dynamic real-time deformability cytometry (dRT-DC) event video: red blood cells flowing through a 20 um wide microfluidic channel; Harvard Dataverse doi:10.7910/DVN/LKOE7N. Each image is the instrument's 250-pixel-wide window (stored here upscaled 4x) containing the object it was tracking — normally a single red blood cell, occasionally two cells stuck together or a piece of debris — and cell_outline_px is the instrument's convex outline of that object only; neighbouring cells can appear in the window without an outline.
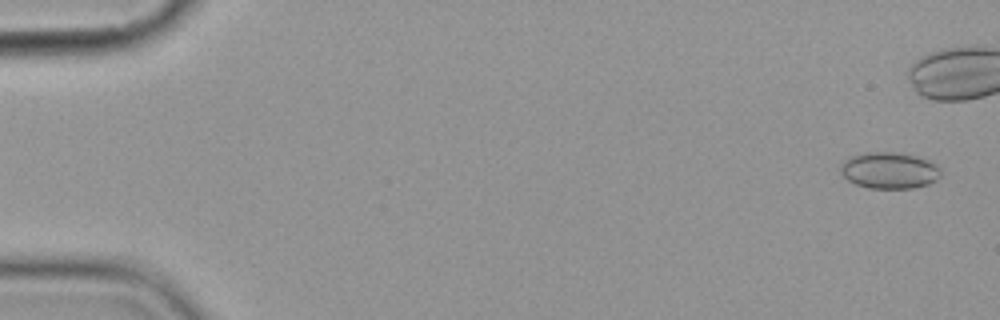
{"species": "common noctule bat (a hibernating species)", "species_latin": "Nyctalus noctula", "temperature_condition": "cold", "stored_images_in_passage": 12, "camera_frame_rate_fps": 3000, "um_per_image_px": 0.085, "animal": {"sex": "female", "body_mass_g": 19.9}, "frame": {"image": 1, "passage_image": 1, "time_ms": 0.0, "image_size_px": [1000, 320], "cell_outline_px": [[940, 176], [936, 180], [928, 184], [912, 188], [868, 188], [856, 184], [848, 180], [840, 172], [840, 164], [848, 156], [868, 152], [896, 152], [916, 156], [928, 160], [936, 164], [940, 168]], "centroid_in_image_um": [75.57, 14.48], "position_along_channel_um": 9.4, "area_um2": 21.39}}